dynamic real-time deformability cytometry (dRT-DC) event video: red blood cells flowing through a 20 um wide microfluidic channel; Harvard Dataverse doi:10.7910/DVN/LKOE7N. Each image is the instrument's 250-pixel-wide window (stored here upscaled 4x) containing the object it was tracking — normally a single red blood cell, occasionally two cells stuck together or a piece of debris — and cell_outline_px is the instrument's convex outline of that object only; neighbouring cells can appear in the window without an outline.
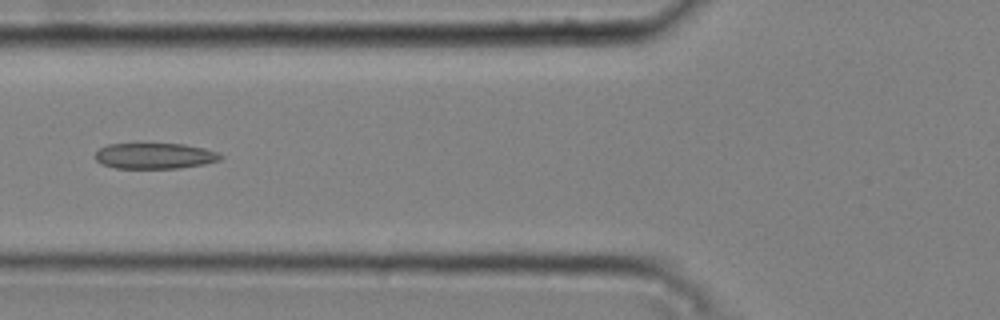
{"species": "common noctule bat (a hibernating species)", "species_latin": "Nyctalus noctula", "temperature_condition": "cold", "stored_images_in_passage": 50, "camera_frame_rate_fps": 3000, "um_per_image_px": 0.085, "animal": {"sex": "male", "body_mass_g": 20.4}, "frame": {"image": 1, "passage_image": 19, "time_ms": 6.0, "image_size_px": [1000, 320], "cell_outline_px": [[224, 156], [220, 160], [204, 164], [180, 168], [116, 168], [100, 164], [96, 160], [96, 152], [100, 148], [108, 144], [184, 144], [204, 148], [220, 152]], "centroid_in_image_um": [13.19, 13.25], "position_along_channel_um": 112.6, "area_um2": 18.9}}
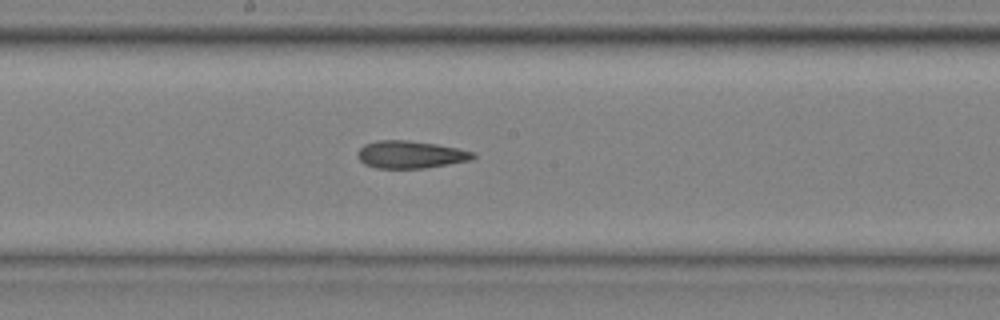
{"frame": {"image": 2, "passage_image": 27, "time_ms": 8.667, "image_size_px": [1000, 320], "cell_outline_px": [[476, 156], [472, 160], [424, 168], [376, 168], [364, 164], [356, 156], [356, 152], [364, 144], [376, 140], [408, 140], [436, 144], [476, 152]], "centroid_in_image_um": [34.87, 13.13], "position_along_channel_um": 213.3, "area_um2": 18.61}}
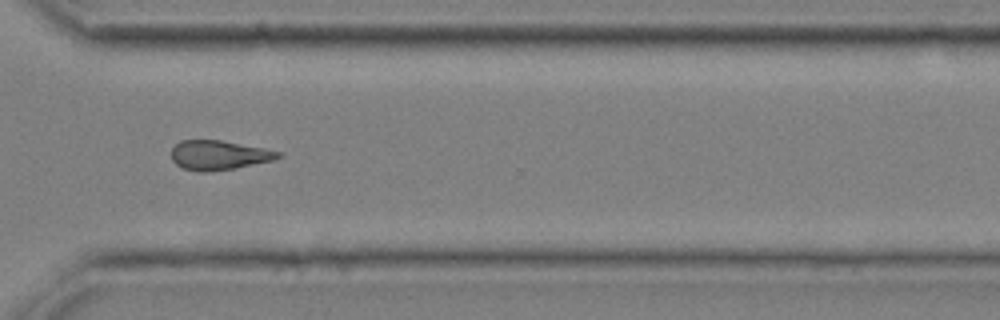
{"frame": {"image": 3, "passage_image": 38, "time_ms": 12.333, "image_size_px": [1000, 320], "cell_outline_px": [[284, 156], [272, 160], [236, 168], [212, 172], [196, 172], [180, 168], [172, 160], [172, 148], [180, 140], [220, 140], [264, 148], [280, 152]], "centroid_in_image_um": [18.57, 13.2], "position_along_channel_um": 352.0, "area_um2": 18.5}, "authors_computed_cell_mechanics": {"area_um2": 18.785, "velocity_mm_per_s": 3.7746, "shape_relaxation_time_tau1_ms": 7.2094, "shape_relaxation_time_tau2_ms": 3.7332, "deformation_change_tau1": 0.1409, "deformation_change_tau2": 0.1411}}